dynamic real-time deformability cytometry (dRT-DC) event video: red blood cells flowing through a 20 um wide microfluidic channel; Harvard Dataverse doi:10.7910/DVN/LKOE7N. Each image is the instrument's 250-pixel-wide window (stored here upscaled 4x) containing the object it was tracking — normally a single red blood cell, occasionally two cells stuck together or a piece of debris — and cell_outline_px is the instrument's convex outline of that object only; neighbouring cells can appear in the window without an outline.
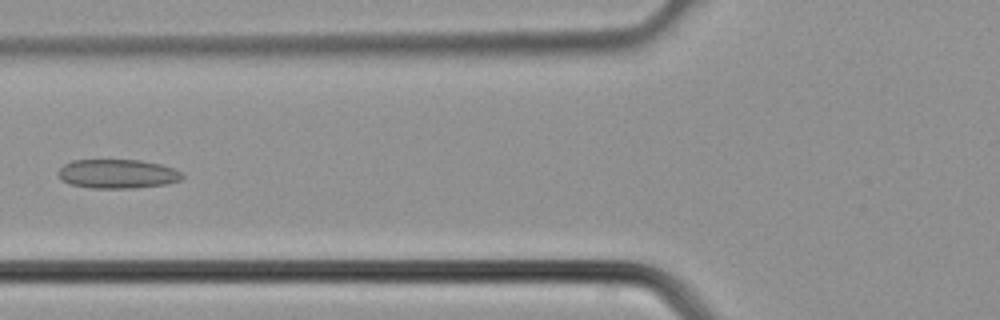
{"species": "common noctule bat (a hibernating species)", "species_latin": "Nyctalus noctula", "temperature_condition": "cold", "stored_images_in_passage": 31, "camera_frame_rate_fps": 3000, "um_per_image_px": 0.085, "animal": {"sex": "male", "body_mass_g": 21.5, "forearm_length_mm": 52.0}, "frame": {"image": 1, "passage_image": 8, "time_ms": 2.333, "image_size_px": [1000, 320], "cell_outline_px": [[184, 176], [180, 180], [168, 184], [136, 188], [92, 188], [68, 184], [60, 180], [60, 168], [64, 164], [72, 160], [140, 160], [160, 164], [184, 172]], "centroid_in_image_um": [10.01, 14.78], "position_along_channel_um": 115.8, "area_um2": 21.15}}
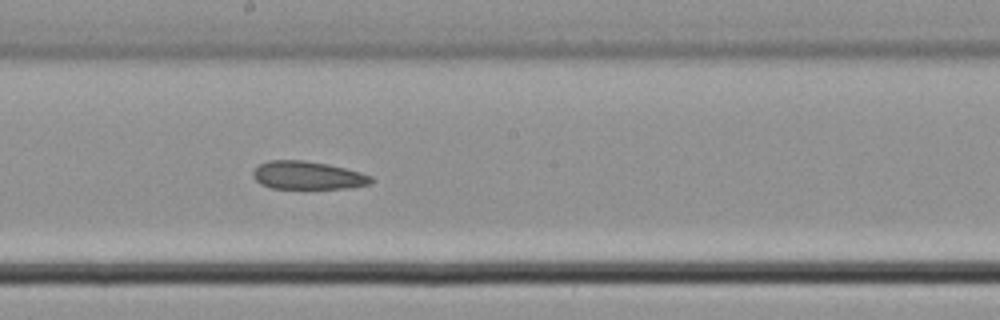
{"frame": {"image": 2, "passage_image": 14, "time_ms": 4.333, "image_size_px": [1000, 320], "cell_outline_px": [[372, 184], [348, 188], [272, 188], [260, 184], [252, 176], [252, 172], [260, 164], [268, 160], [304, 160], [328, 164], [360, 172], [372, 176]], "centroid_in_image_um": [26.15, 14.9], "position_along_channel_um": 222.1, "area_um2": 19.31}}
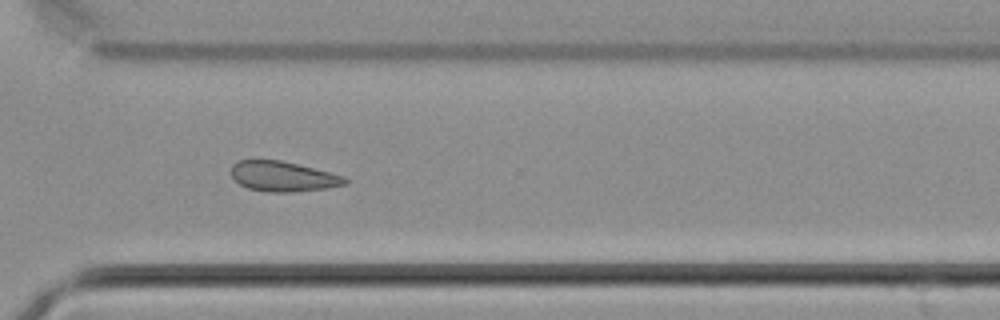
{"frame": {"image": 3, "passage_image": 21, "time_ms": 6.667, "image_size_px": [1000, 320], "cell_outline_px": [[348, 184], [328, 188], [292, 192], [268, 192], [248, 188], [240, 184], [232, 176], [232, 164], [240, 160], [280, 160], [344, 176], [348, 180]], "centroid_in_image_um": [24.07, 15.01], "position_along_channel_um": 346.5, "area_um2": 19.77}}